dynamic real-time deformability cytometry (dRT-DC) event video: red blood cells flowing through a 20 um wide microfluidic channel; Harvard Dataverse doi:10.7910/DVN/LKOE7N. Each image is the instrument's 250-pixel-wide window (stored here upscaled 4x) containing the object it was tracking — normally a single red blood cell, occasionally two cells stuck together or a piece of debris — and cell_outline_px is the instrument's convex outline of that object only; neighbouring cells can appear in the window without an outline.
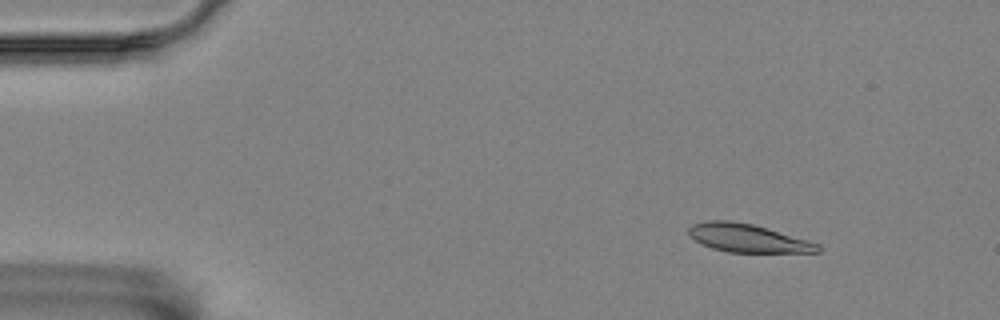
{"species": "Egyptian fruit bat (a non-hibernating species)", "species_latin": "Rousettus aegyptiacus", "temperature_condition": "room temperature", "stored_images_in_passage": 4, "camera_frame_rate_fps": 3000, "um_per_image_px": 0.085, "animal": {"sex": "female"}, "frame": {"image": 1, "passage_image": 2, "time_ms": 0.333, "image_size_px": [1000, 320], "cell_outline_px": [[820, 252], [728, 252], [712, 248], [700, 244], [688, 236], [688, 228], [692, 224], [704, 220], [732, 220], [752, 224], [808, 240], [820, 244]], "centroid_in_image_um": [63.49, 20.23], "position_along_channel_um": 21.5, "area_um2": 21.33}}